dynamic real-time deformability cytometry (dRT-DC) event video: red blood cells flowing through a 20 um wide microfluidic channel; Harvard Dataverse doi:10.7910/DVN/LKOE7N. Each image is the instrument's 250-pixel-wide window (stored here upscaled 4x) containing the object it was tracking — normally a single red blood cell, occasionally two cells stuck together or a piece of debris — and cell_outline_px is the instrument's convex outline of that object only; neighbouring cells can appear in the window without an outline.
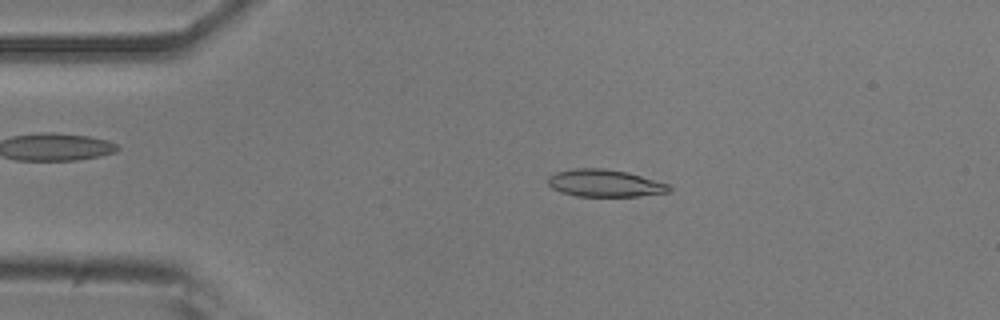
{"species": "common noctule bat (a hibernating species)", "species_latin": "Nyctalus noctula", "temperature_condition": "room temperature", "stored_images_in_passage": 46, "camera_frame_rate_fps": 3000, "um_per_image_px": 0.085, "animal": {"sex": "male", "body_mass_g": 20.5, "forearm_length_mm": 52.5}, "frame": {"image": 1, "passage_image": 5, "time_ms": 1.333, "image_size_px": [1000, 320], "cell_outline_px": [[672, 188], [668, 192], [636, 196], [576, 196], [560, 192], [552, 188], [548, 184], [548, 176], [556, 172], [572, 168], [604, 168], [628, 172], [668, 184]], "centroid_in_image_um": [51.36, 15.56], "position_along_channel_um": 33.6, "area_um2": 19.25}}
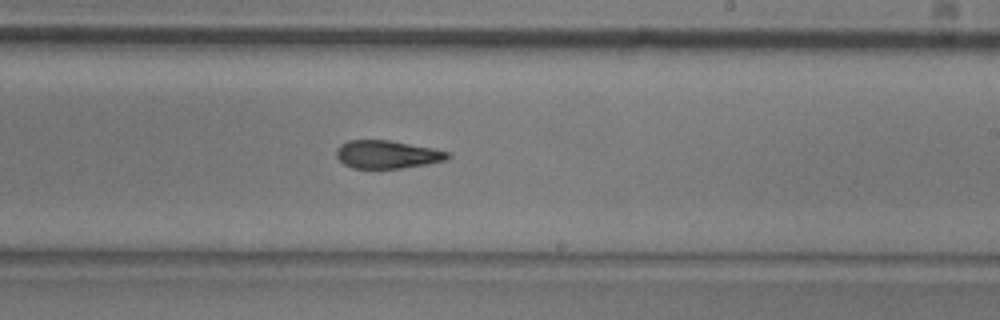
{"frame": {"image": 2, "passage_image": 25, "time_ms": 8.0, "image_size_px": [1000, 320], "cell_outline_px": [[452, 156], [448, 160], [428, 164], [400, 168], [352, 168], [344, 164], [336, 156], [336, 148], [340, 144], [348, 140], [388, 140], [432, 148], [448, 152]], "centroid_in_image_um": [32.91, 13.13], "position_along_channel_um": 256.1, "area_um2": 18.21}}
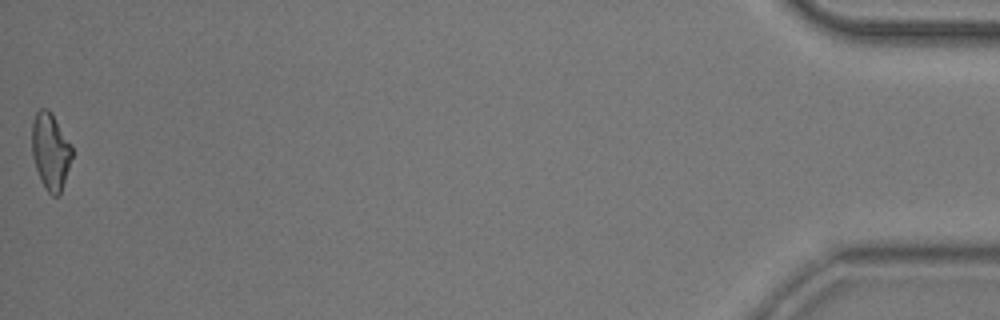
{"frame": {"image": 3, "passage_image": 46, "time_ms": 15.0, "image_size_px": [1000, 320], "cell_outline_px": [[72, 156], [60, 196], [52, 196], [44, 188], [40, 180], [32, 156], [32, 120], [36, 112], [40, 108], [48, 108], [52, 112], [72, 144]], "centroid_in_image_um": [4.29, 12.84], "position_along_channel_um": 430.9, "area_um2": 18.26}, "authors_computed_cell_mechanics": {"area_um2": 18.9006, "velocity_mm_per_s": 3.9069, "shape_relaxation_time_tau1_ms": 5.4346, "shape_relaxation_time_tau2_ms": 4.53, "deformation_change_tau1": 0.1759, "deformation_change_tau2": 0.0992}}